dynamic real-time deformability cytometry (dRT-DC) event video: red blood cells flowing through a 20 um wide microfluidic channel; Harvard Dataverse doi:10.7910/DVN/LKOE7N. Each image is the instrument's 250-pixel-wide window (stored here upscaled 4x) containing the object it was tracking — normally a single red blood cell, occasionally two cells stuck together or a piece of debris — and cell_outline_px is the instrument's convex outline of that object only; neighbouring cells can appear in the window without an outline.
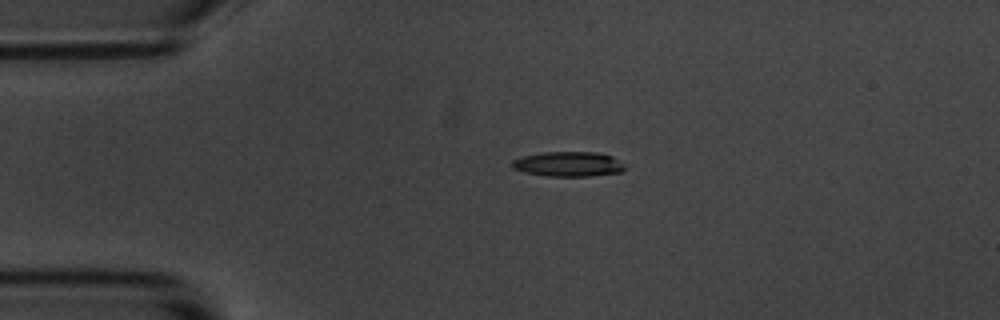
{"species": "common noctule bat (a hibernating species)", "species_latin": "Nyctalus noctula", "temperature_condition": "room temperature", "stored_images_in_passage": 45, "camera_frame_rate_fps": 3000, "um_per_image_px": 0.085, "animal": {"sex": "male", "body_mass_g": 20.1, "forearm_length_mm": 53.5}, "frame": {"image": 1, "passage_image": 1, "time_ms": 0.0, "image_size_px": [1000, 320], "cell_outline_px": [[624, 168], [620, 172], [588, 176], [548, 176], [524, 172], [512, 168], [512, 160], [524, 156], [544, 152], [596, 152], [612, 156], [624, 164]], "centroid_in_image_um": [48.3, 13.94], "position_along_channel_um": 36.7, "area_um2": 16.18}}
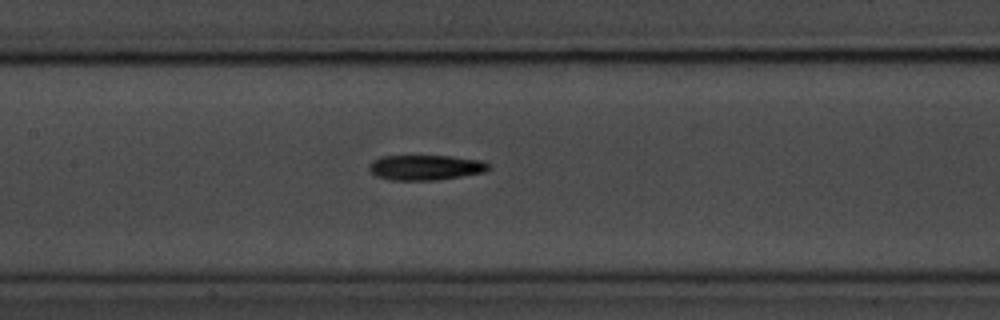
{"frame": {"image": 2, "passage_image": 15, "time_ms": 4.667, "image_size_px": [1000, 320], "cell_outline_px": [[488, 168], [484, 172], [436, 180], [392, 180], [376, 176], [368, 168], [372, 160], [384, 156], [452, 156], [484, 160], [488, 164]], "centroid_in_image_um": [36.17, 14.23], "position_along_channel_um": 171.2, "area_um2": 17.4}}
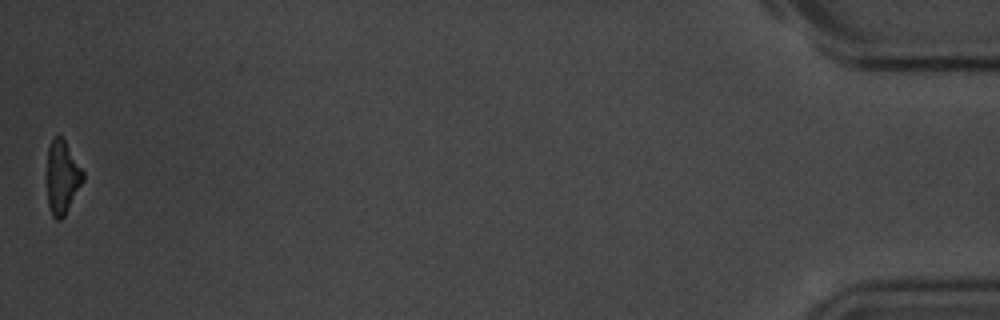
{"frame": {"image": 3, "passage_image": 45, "time_ms": 14.667, "image_size_px": [1000, 320], "cell_outline_px": [[84, 180], [64, 216], [60, 220], [56, 220], [52, 216], [48, 204], [48, 148], [52, 140], [56, 136], [60, 136], [64, 140], [84, 172]], "centroid_in_image_um": [5.3, 15.09], "position_along_channel_um": 429.9, "area_um2": 15.03}, "authors_computed_cell_mechanics": {"area_um2": 17.051, "velocity_mm_per_s": 3.5528, "shape_relaxation_time_tau1_ms": 5.6568, "shape_relaxation_time_tau2_ms": null, "deformation_change_tau1": 0.1756, "deformation_change_tau2": null}}